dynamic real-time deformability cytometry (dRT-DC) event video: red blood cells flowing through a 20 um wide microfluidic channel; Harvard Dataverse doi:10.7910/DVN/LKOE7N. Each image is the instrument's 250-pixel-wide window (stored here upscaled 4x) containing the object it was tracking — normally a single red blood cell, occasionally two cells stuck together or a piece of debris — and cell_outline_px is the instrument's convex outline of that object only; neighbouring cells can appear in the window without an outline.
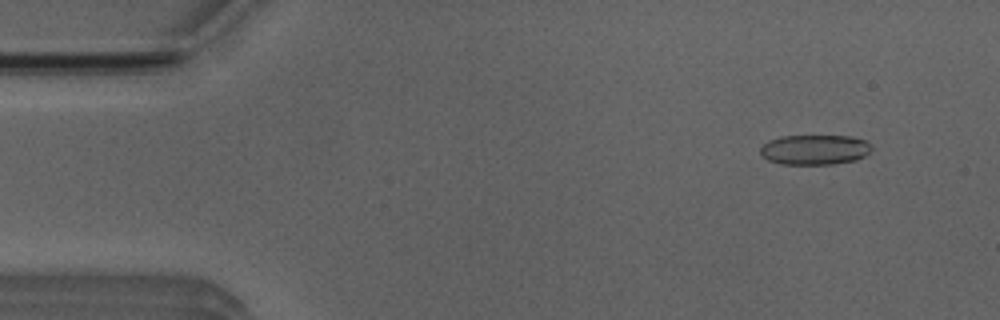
{"species": "Egyptian fruit bat (a non-hibernating species)", "species_latin": "Rousettus aegyptiacus", "temperature_condition": "room temperature", "stored_images_in_passage": 5, "camera_frame_rate_fps": 3000, "um_per_image_px": 0.085, "animal": {"sex": "male"}, "frame": {"image": 1, "passage_image": 2, "time_ms": 1.333, "image_size_px": [1000, 320], "cell_outline_px": [[872, 148], [864, 156], [856, 160], [832, 164], [780, 164], [768, 160], [760, 156], [760, 148], [768, 140], [780, 136], [852, 136], [864, 140]], "centroid_in_image_um": [69.2, 12.72], "position_along_channel_um": 15.8, "area_um2": 19.48}}